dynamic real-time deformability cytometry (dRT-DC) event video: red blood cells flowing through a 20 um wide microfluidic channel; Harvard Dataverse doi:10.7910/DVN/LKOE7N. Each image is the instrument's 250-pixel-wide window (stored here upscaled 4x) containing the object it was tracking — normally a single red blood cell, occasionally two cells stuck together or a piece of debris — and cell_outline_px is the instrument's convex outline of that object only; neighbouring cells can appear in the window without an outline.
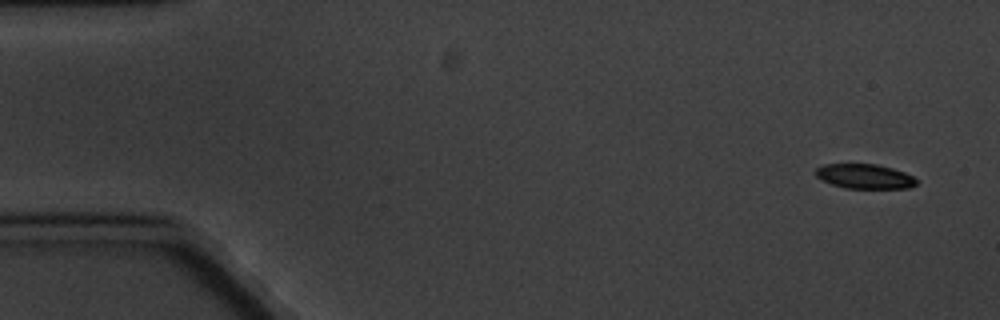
{"species": "common noctule bat (a hibernating species)", "species_latin": "Nyctalus noctula", "temperature_condition": "cold", "stored_images_in_passage": 6, "segment_of_instrument_passage": [1, 2], "camera_frame_rate_fps": 3000, "um_per_image_px": 0.085, "animal": {"sex": "male", "body_mass_g": 20.1, "forearm_length_mm": 53.5}, "frame": {"image": 1, "passage_image": 1, "time_ms": 0.0, "image_size_px": [1000, 320], "cell_outline_px": [[916, 184], [908, 188], [844, 188], [820, 180], [816, 176], [816, 168], [824, 164], [876, 164], [892, 168], [904, 172], [912, 176], [916, 180]], "centroid_in_image_um": [73.46, 14.99], "position_along_channel_um": 11.5, "area_um2": 14.39}}